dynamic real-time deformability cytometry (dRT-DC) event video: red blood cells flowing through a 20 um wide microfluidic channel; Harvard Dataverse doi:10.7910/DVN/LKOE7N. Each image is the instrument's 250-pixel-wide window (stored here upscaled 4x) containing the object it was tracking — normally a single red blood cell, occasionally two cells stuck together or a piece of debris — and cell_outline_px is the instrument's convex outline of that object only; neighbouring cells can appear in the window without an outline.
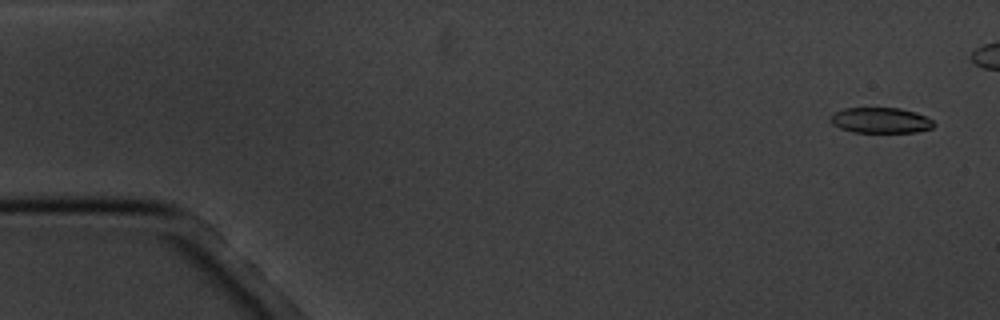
{"species": "common noctule bat (a hibernating species)", "species_latin": "Nyctalus noctula", "temperature_condition": "cold", "stored_images_in_passage": 6, "camera_frame_rate_fps": 3000, "um_per_image_px": 0.085, "animal": {"sex": "male", "body_mass_g": 20.1, "forearm_length_mm": 53.5}, "frame": {"image": 1, "passage_image": 1, "time_ms": 0.0, "image_size_px": [1000, 320], "cell_outline_px": [[936, 124], [932, 128], [916, 132], [852, 132], [840, 128], [832, 124], [828, 120], [832, 112], [844, 108], [900, 108], [916, 112], [932, 120]], "centroid_in_image_um": [74.81, 10.22], "position_along_channel_um": 10.2, "area_um2": 15.55}}